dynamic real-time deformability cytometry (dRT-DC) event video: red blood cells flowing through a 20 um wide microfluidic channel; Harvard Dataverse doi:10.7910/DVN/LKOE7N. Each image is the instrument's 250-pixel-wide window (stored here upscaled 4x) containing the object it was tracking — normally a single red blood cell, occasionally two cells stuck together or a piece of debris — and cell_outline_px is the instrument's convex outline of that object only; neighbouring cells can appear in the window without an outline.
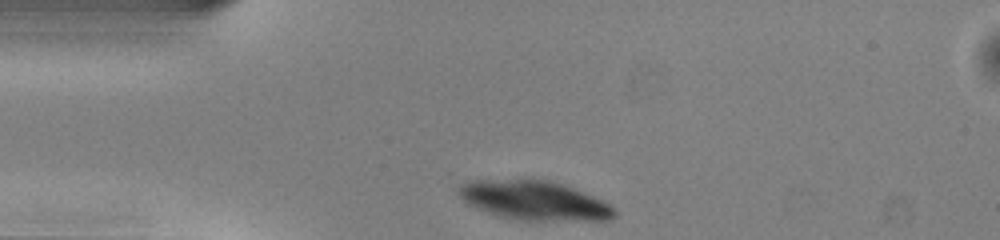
{"species": "common noctule bat (a hibernating species)", "species_latin": "Nyctalus noctula", "temperature_condition": "warm", "stored_images_in_passage": 40, "camera_frame_rate_fps": 3000, "um_per_image_px": 0.085, "animal": {"sex": "male", "body_mass_g": 13.0, "forearm_length_mm": 53.1}, "frame": {"image": 1, "passage_image": 1, "time_ms": 0.0, "image_size_px": [1000, 240], "cell_outline_px": [[616, 216], [608, 220], [516, 220], [500, 216], [476, 208], [468, 204], [456, 192], [468, 180], [548, 180], [564, 184], [592, 196], [616, 208]], "centroid_in_image_um": [45.42, 17.05], "position_along_channel_um": 39.6, "area_um2": 35.2}}
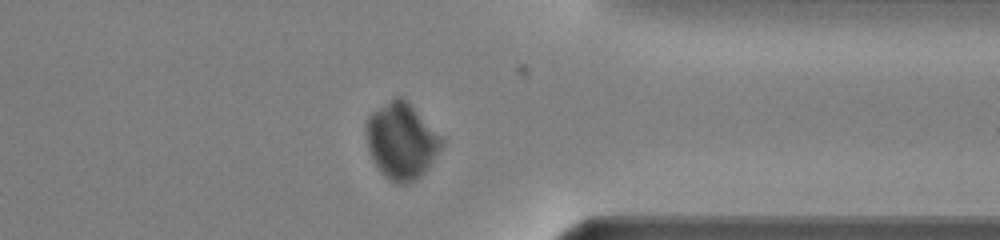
{"frame": {"image": 2, "passage_image": 29, "time_ms": 9.333, "image_size_px": [1000, 240], "cell_outline_px": [[444, 144], [428, 168], [420, 176], [408, 184], [396, 184], [384, 176], [380, 172], [372, 160], [368, 148], [364, 132], [364, 124], [368, 116], [372, 112], [396, 96], [400, 96], [444, 136]], "centroid_in_image_um": [34.11, 12.0], "position_along_channel_um": 377.3, "area_um2": 33.81}}
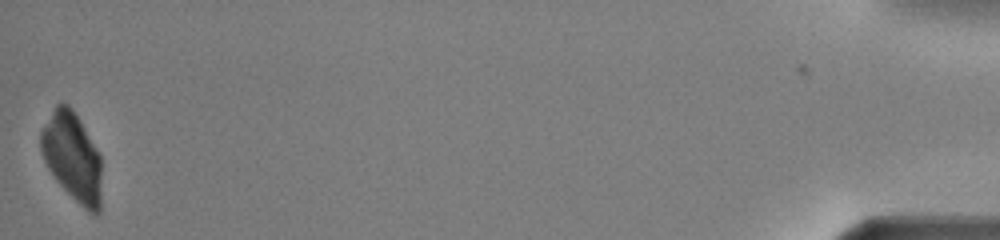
{"frame": {"image": 3, "passage_image": 40, "time_ms": 13.0, "image_size_px": [1000, 240], "cell_outline_px": [[100, 212], [96, 216], [88, 212], [56, 180], [48, 168], [40, 152], [40, 132], [44, 124], [56, 104], [60, 100], [68, 104], [72, 108], [80, 120], [100, 152]], "centroid_in_image_um": [6.13, 13.3], "position_along_channel_um": 429.1, "area_um2": 31.44}}